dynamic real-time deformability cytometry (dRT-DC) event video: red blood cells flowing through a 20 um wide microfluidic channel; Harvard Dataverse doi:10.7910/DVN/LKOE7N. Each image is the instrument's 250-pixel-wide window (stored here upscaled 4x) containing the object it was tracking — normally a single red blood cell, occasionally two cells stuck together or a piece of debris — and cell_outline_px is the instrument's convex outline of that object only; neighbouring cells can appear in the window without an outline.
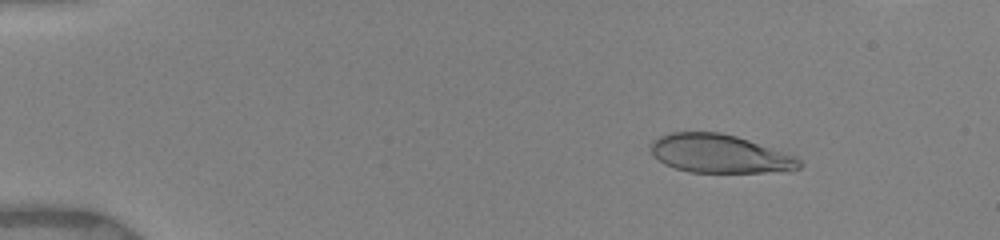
{"species": "human", "species_latin": "Homo sapiens", "temperature_condition": "warm", "stored_images_in_passage": 21, "camera_frame_rate_fps": 3000, "um_per_image_px": 0.085, "donor": {"sex": "female"}, "frame": {"image": 1, "passage_image": 6, "time_ms": 1.0, "image_size_px": [1000, 240], "cell_outline_px": [[804, 164], [800, 168], [792, 172], [688, 172], [664, 164], [652, 156], [648, 144], [660, 136], [672, 132], [720, 132], [736, 136], [796, 156]], "centroid_in_image_um": [61.18, 13.08], "position_along_channel_um": 23.8, "area_um2": 33.64}}
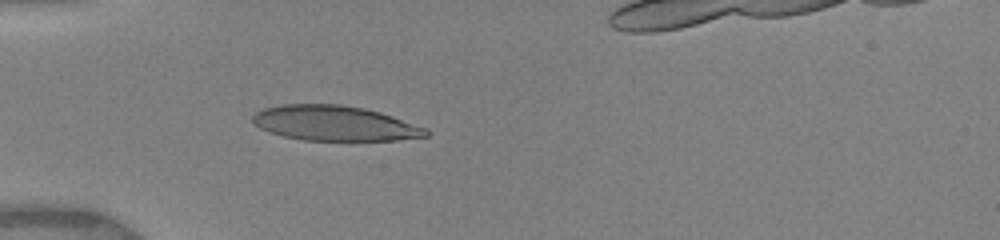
{"frame": {"image": 2, "passage_image": 19, "time_ms": 4.0, "image_size_px": [1000, 240], "cell_outline_px": [[432, 132], [428, 136], [396, 140], [304, 140], [284, 136], [260, 128], [252, 120], [252, 116], [256, 112], [264, 108], [280, 104], [340, 104], [364, 108], [380, 112], [428, 128]], "centroid_in_image_um": [28.49, 10.47], "position_along_channel_um": 56.5, "area_um2": 35.37}}